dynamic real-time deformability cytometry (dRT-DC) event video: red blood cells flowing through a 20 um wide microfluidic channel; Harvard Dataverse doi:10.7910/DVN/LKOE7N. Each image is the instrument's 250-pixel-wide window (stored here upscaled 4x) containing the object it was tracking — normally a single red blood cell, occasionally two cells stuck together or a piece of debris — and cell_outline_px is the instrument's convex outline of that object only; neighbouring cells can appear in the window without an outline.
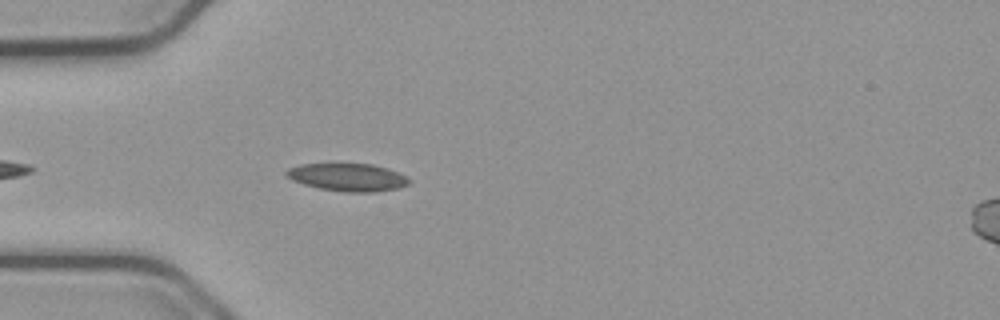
{"species": "common noctule bat (a hibernating species)", "species_latin": "Nyctalus noctula", "temperature_condition": "cold", "stored_images_in_passage": 12, "camera_frame_rate_fps": 3000, "um_per_image_px": 0.085, "animal": {"sex": "male", "body_mass_g": 23.1, "forearm_length_mm": 52.7}, "frame": {"image": 1, "passage_image": 4, "time_ms": 1.0, "image_size_px": [1000, 320], "cell_outline_px": [[412, 180], [408, 184], [400, 188], [376, 192], [344, 192], [320, 188], [304, 184], [292, 180], [284, 176], [284, 172], [288, 168], [300, 164], [372, 164], [388, 168], [408, 176]], "centroid_in_image_um": [29.58, 15.07], "position_along_channel_um": 55.4, "area_um2": 20.06}}
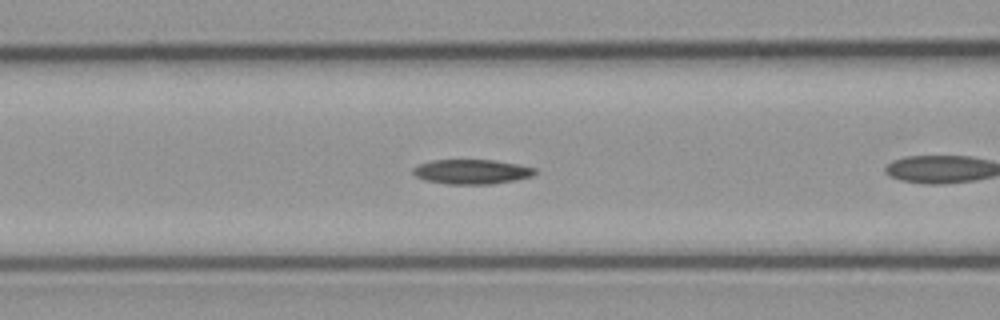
{"frame": {"image": 2, "passage_image": 7, "time_ms": 2.0, "image_size_px": [1000, 320], "cell_outline_px": [[536, 172], [532, 176], [516, 180], [492, 184], [448, 184], [424, 180], [416, 176], [412, 172], [412, 168], [420, 164], [432, 160], [492, 160], [516, 164], [536, 168]], "centroid_in_image_um": [40.08, 14.6], "position_along_channel_um": 126.5, "area_um2": 17.46}}
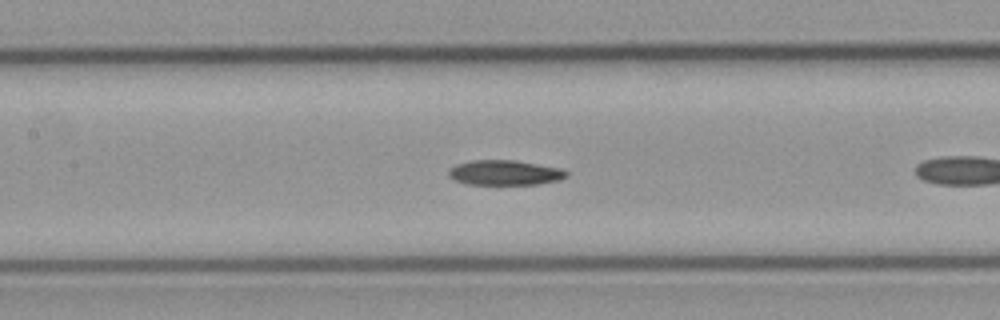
{"frame": {"image": 3, "passage_image": 10, "time_ms": 3.0, "image_size_px": [1000, 320], "cell_outline_px": [[568, 176], [560, 180], [536, 184], [464, 184], [448, 176], [448, 172], [456, 164], [472, 160], [516, 160], [564, 168], [568, 172]], "centroid_in_image_um": [42.96, 14.67], "position_along_channel_um": 164.4, "area_um2": 17.28}}